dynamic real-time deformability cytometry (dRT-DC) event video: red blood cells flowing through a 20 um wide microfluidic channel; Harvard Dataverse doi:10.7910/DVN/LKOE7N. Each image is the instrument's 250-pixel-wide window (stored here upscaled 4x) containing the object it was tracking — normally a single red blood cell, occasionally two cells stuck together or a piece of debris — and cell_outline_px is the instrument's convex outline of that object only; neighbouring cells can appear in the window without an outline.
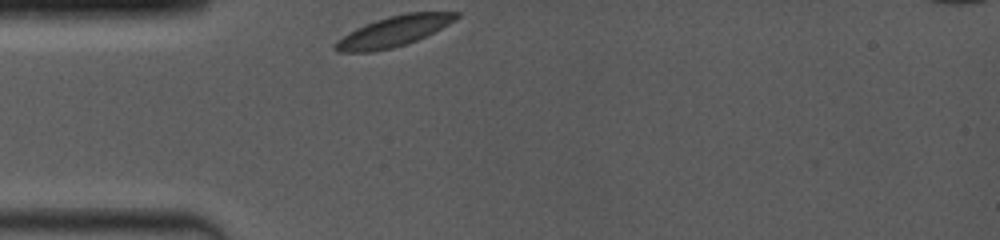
{"species": "common noctule bat (a hibernating species)", "species_latin": "Nyctalus noctula", "temperature_condition": "room temperature", "stored_images_in_passage": 48, "camera_frame_rate_fps": 4000, "um_per_image_px": 0.085, "animal": {"sex": "female", "body_mass_g": 19.0, "forearm_length_mm": 53.3}, "frame": {"image": 1, "passage_image": 1, "time_ms": 0.0, "image_size_px": [1000, 240], "cell_outline_px": [[460, 16], [456, 20], [416, 40], [392, 48], [372, 52], [336, 52], [332, 48], [332, 44], [336, 40], [348, 32], [356, 28], [376, 20], [388, 16], [404, 12], [460, 12]], "centroid_in_image_um": [33.4, 2.66], "position_along_channel_um": 51.6, "area_um2": 21.44}}
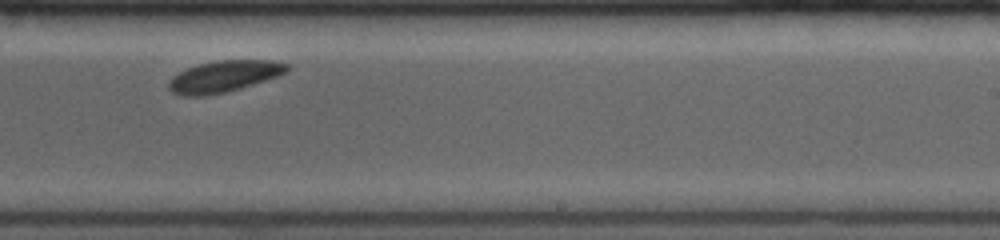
{"frame": {"image": 2, "passage_image": 26, "time_ms": 6.0, "image_size_px": [1000, 240], "cell_outline_px": [[292, 68], [288, 72], [240, 88], [224, 92], [204, 96], [184, 96], [172, 92], [168, 88], [168, 80], [172, 76], [188, 68], [200, 64], [216, 60], [272, 60], [288, 64]], "centroid_in_image_um": [19.04, 6.48], "position_along_channel_um": 270.0, "area_um2": 21.56}}
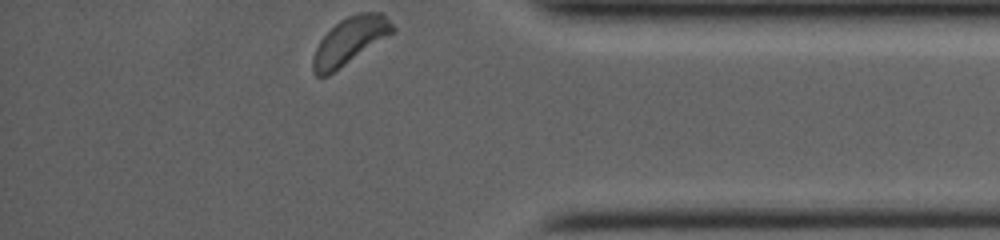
{"frame": {"image": 3, "passage_image": 47, "time_ms": 9.75, "image_size_px": [1000, 240], "cell_outline_px": [[396, 32], [328, 76], [316, 76], [312, 72], [312, 60], [316, 48], [320, 40], [340, 20], [348, 16], [360, 12], [380, 12], [396, 28]], "centroid_in_image_um": [29.75, 3.49], "position_along_channel_um": 405.5, "area_um2": 21.79}, "authors_computed_cell_mechanics": {"area_um2": 21.5016, "velocity_mm_per_s": 3.8252, "shape_relaxation_time_tau1_ms": null, "shape_relaxation_time_tau2_ms": 3.3362, "deformation_change_tau1": null, "deformation_change_tau2": 0.046}}